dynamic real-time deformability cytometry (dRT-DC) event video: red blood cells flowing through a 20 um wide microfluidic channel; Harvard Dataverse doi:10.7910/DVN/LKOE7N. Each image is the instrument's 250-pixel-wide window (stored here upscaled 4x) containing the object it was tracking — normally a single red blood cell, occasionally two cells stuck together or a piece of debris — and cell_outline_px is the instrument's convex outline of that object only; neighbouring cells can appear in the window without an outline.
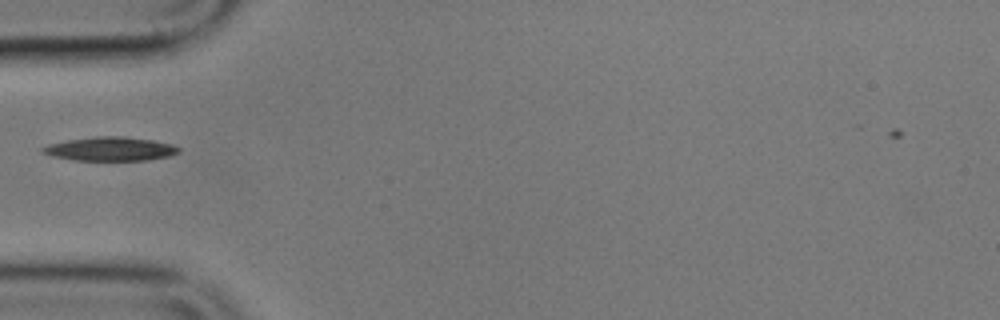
{"species": "common noctule bat (a hibernating species)", "species_latin": "Nyctalus noctula", "temperature_condition": "cold", "stored_images_in_passage": 1, "camera_frame_rate_fps": 3000, "um_per_image_px": 0.085, "animal": {"sex": "male", "body_mass_g": 17.9}, "frame": {"image": 1, "passage_image": 1, "time_ms": 0.0, "image_size_px": [1000, 320], "cell_outline_px": [[180, 152], [168, 156], [148, 160], [72, 160], [52, 156], [40, 152], [40, 148], [48, 144], [68, 140], [96, 136], [124, 136], [152, 140], [172, 144], [180, 148]], "centroid_in_image_um": [9.35, 12.65], "position_along_channel_um": 75.7, "area_um2": 18.96}}